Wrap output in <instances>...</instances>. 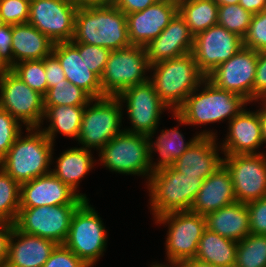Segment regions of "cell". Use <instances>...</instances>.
Returning <instances> with one entry per match:
<instances>
[{"label":"cell","mask_w":266,"mask_h":267,"mask_svg":"<svg viewBox=\"0 0 266 267\" xmlns=\"http://www.w3.org/2000/svg\"><path fill=\"white\" fill-rule=\"evenodd\" d=\"M238 242L207 228L198 243L195 259L214 267H230L236 263Z\"/></svg>","instance_id":"f546056e"},{"label":"cell","mask_w":266,"mask_h":267,"mask_svg":"<svg viewBox=\"0 0 266 267\" xmlns=\"http://www.w3.org/2000/svg\"><path fill=\"white\" fill-rule=\"evenodd\" d=\"M243 46L256 52L266 50V10L253 14Z\"/></svg>","instance_id":"ab89813d"},{"label":"cell","mask_w":266,"mask_h":267,"mask_svg":"<svg viewBox=\"0 0 266 267\" xmlns=\"http://www.w3.org/2000/svg\"><path fill=\"white\" fill-rule=\"evenodd\" d=\"M52 54L60 62L68 82L83 89L93 99L102 97L100 78L90 71L80 57L79 50L70 41L55 43Z\"/></svg>","instance_id":"cb8c5ba5"},{"label":"cell","mask_w":266,"mask_h":267,"mask_svg":"<svg viewBox=\"0 0 266 267\" xmlns=\"http://www.w3.org/2000/svg\"><path fill=\"white\" fill-rule=\"evenodd\" d=\"M44 67L47 79V91L48 88H52L59 83H68L60 62L52 53L44 58Z\"/></svg>","instance_id":"f6af8a7d"},{"label":"cell","mask_w":266,"mask_h":267,"mask_svg":"<svg viewBox=\"0 0 266 267\" xmlns=\"http://www.w3.org/2000/svg\"><path fill=\"white\" fill-rule=\"evenodd\" d=\"M258 52L243 47L229 60L217 66L206 79L215 87L241 95L253 102V85Z\"/></svg>","instance_id":"2e32d148"},{"label":"cell","mask_w":266,"mask_h":267,"mask_svg":"<svg viewBox=\"0 0 266 267\" xmlns=\"http://www.w3.org/2000/svg\"><path fill=\"white\" fill-rule=\"evenodd\" d=\"M80 205L39 206L20 208L14 227L24 233L52 240L57 245L65 242L72 216Z\"/></svg>","instance_id":"7c38bea8"},{"label":"cell","mask_w":266,"mask_h":267,"mask_svg":"<svg viewBox=\"0 0 266 267\" xmlns=\"http://www.w3.org/2000/svg\"><path fill=\"white\" fill-rule=\"evenodd\" d=\"M235 264L239 267H266V235L249 234L239 241Z\"/></svg>","instance_id":"836d02e7"},{"label":"cell","mask_w":266,"mask_h":267,"mask_svg":"<svg viewBox=\"0 0 266 267\" xmlns=\"http://www.w3.org/2000/svg\"><path fill=\"white\" fill-rule=\"evenodd\" d=\"M217 137L200 136L172 166L185 176H199L203 181L222 165Z\"/></svg>","instance_id":"7402d4cb"},{"label":"cell","mask_w":266,"mask_h":267,"mask_svg":"<svg viewBox=\"0 0 266 267\" xmlns=\"http://www.w3.org/2000/svg\"><path fill=\"white\" fill-rule=\"evenodd\" d=\"M20 209V184L0 167V221L14 224Z\"/></svg>","instance_id":"d6a6232c"},{"label":"cell","mask_w":266,"mask_h":267,"mask_svg":"<svg viewBox=\"0 0 266 267\" xmlns=\"http://www.w3.org/2000/svg\"><path fill=\"white\" fill-rule=\"evenodd\" d=\"M89 203L85 200L75 210L63 245L89 267H94L104 255L108 234L99 213Z\"/></svg>","instance_id":"ba28073f"},{"label":"cell","mask_w":266,"mask_h":267,"mask_svg":"<svg viewBox=\"0 0 266 267\" xmlns=\"http://www.w3.org/2000/svg\"><path fill=\"white\" fill-rule=\"evenodd\" d=\"M5 25V23H4V21H3V18L1 17V15H0V27H2V26H4Z\"/></svg>","instance_id":"6f0895ef"},{"label":"cell","mask_w":266,"mask_h":267,"mask_svg":"<svg viewBox=\"0 0 266 267\" xmlns=\"http://www.w3.org/2000/svg\"><path fill=\"white\" fill-rule=\"evenodd\" d=\"M122 105L117 96H104L92 99L85 106L77 138L81 148L100 151L123 131L120 129L124 110Z\"/></svg>","instance_id":"52a82bcc"},{"label":"cell","mask_w":266,"mask_h":267,"mask_svg":"<svg viewBox=\"0 0 266 267\" xmlns=\"http://www.w3.org/2000/svg\"><path fill=\"white\" fill-rule=\"evenodd\" d=\"M53 42L29 23L12 25L13 65L42 60L52 53Z\"/></svg>","instance_id":"4316f807"},{"label":"cell","mask_w":266,"mask_h":267,"mask_svg":"<svg viewBox=\"0 0 266 267\" xmlns=\"http://www.w3.org/2000/svg\"><path fill=\"white\" fill-rule=\"evenodd\" d=\"M22 125L6 110L0 108V161L22 133Z\"/></svg>","instance_id":"f35d334b"},{"label":"cell","mask_w":266,"mask_h":267,"mask_svg":"<svg viewBox=\"0 0 266 267\" xmlns=\"http://www.w3.org/2000/svg\"><path fill=\"white\" fill-rule=\"evenodd\" d=\"M93 98L74 84L59 83L48 88L44 96V107L52 106H86Z\"/></svg>","instance_id":"e575fe53"},{"label":"cell","mask_w":266,"mask_h":267,"mask_svg":"<svg viewBox=\"0 0 266 267\" xmlns=\"http://www.w3.org/2000/svg\"><path fill=\"white\" fill-rule=\"evenodd\" d=\"M151 267H182V266L178 263H169V265L168 263L167 265L156 263V264L151 265Z\"/></svg>","instance_id":"11a10c76"},{"label":"cell","mask_w":266,"mask_h":267,"mask_svg":"<svg viewBox=\"0 0 266 267\" xmlns=\"http://www.w3.org/2000/svg\"><path fill=\"white\" fill-rule=\"evenodd\" d=\"M77 7L66 0H30L28 23L53 44L72 41Z\"/></svg>","instance_id":"9a60e30c"},{"label":"cell","mask_w":266,"mask_h":267,"mask_svg":"<svg viewBox=\"0 0 266 267\" xmlns=\"http://www.w3.org/2000/svg\"><path fill=\"white\" fill-rule=\"evenodd\" d=\"M72 44L79 50L80 57L90 71L101 78L111 50L106 47L85 43Z\"/></svg>","instance_id":"74e56055"},{"label":"cell","mask_w":266,"mask_h":267,"mask_svg":"<svg viewBox=\"0 0 266 267\" xmlns=\"http://www.w3.org/2000/svg\"><path fill=\"white\" fill-rule=\"evenodd\" d=\"M84 201L51 172L20 184V208L81 205Z\"/></svg>","instance_id":"d6986e66"},{"label":"cell","mask_w":266,"mask_h":267,"mask_svg":"<svg viewBox=\"0 0 266 267\" xmlns=\"http://www.w3.org/2000/svg\"><path fill=\"white\" fill-rule=\"evenodd\" d=\"M204 217L208 230L234 241L239 242L251 234L246 203L235 201Z\"/></svg>","instance_id":"484cf974"},{"label":"cell","mask_w":266,"mask_h":267,"mask_svg":"<svg viewBox=\"0 0 266 267\" xmlns=\"http://www.w3.org/2000/svg\"><path fill=\"white\" fill-rule=\"evenodd\" d=\"M10 70L34 91L45 96L47 93V79L42 60H25L13 65Z\"/></svg>","instance_id":"8d00e7d4"},{"label":"cell","mask_w":266,"mask_h":267,"mask_svg":"<svg viewBox=\"0 0 266 267\" xmlns=\"http://www.w3.org/2000/svg\"><path fill=\"white\" fill-rule=\"evenodd\" d=\"M157 224H167L165 243L168 263H180L194 259L198 243L206 229L203 215L192 211H178L154 218Z\"/></svg>","instance_id":"30bf717a"},{"label":"cell","mask_w":266,"mask_h":267,"mask_svg":"<svg viewBox=\"0 0 266 267\" xmlns=\"http://www.w3.org/2000/svg\"><path fill=\"white\" fill-rule=\"evenodd\" d=\"M147 183L150 211L156 218L171 212L189 211L203 180L168 167L152 172Z\"/></svg>","instance_id":"5b68a950"},{"label":"cell","mask_w":266,"mask_h":267,"mask_svg":"<svg viewBox=\"0 0 266 267\" xmlns=\"http://www.w3.org/2000/svg\"><path fill=\"white\" fill-rule=\"evenodd\" d=\"M236 201L230 173L222 164L202 183L190 211L205 216Z\"/></svg>","instance_id":"d4e9b609"},{"label":"cell","mask_w":266,"mask_h":267,"mask_svg":"<svg viewBox=\"0 0 266 267\" xmlns=\"http://www.w3.org/2000/svg\"><path fill=\"white\" fill-rule=\"evenodd\" d=\"M194 35L179 12L161 34L146 46L149 65L192 53Z\"/></svg>","instance_id":"44dd1931"},{"label":"cell","mask_w":266,"mask_h":267,"mask_svg":"<svg viewBox=\"0 0 266 267\" xmlns=\"http://www.w3.org/2000/svg\"><path fill=\"white\" fill-rule=\"evenodd\" d=\"M228 132L221 143L224 155L262 154L257 149L263 145L262 127L258 111L245 108L228 123Z\"/></svg>","instance_id":"ffe728a7"},{"label":"cell","mask_w":266,"mask_h":267,"mask_svg":"<svg viewBox=\"0 0 266 267\" xmlns=\"http://www.w3.org/2000/svg\"><path fill=\"white\" fill-rule=\"evenodd\" d=\"M253 14L240 4L218 6L217 25L244 38L248 32Z\"/></svg>","instance_id":"d590c367"},{"label":"cell","mask_w":266,"mask_h":267,"mask_svg":"<svg viewBox=\"0 0 266 267\" xmlns=\"http://www.w3.org/2000/svg\"><path fill=\"white\" fill-rule=\"evenodd\" d=\"M56 246L52 240L24 233L13 225L5 267H43Z\"/></svg>","instance_id":"603a6c76"},{"label":"cell","mask_w":266,"mask_h":267,"mask_svg":"<svg viewBox=\"0 0 266 267\" xmlns=\"http://www.w3.org/2000/svg\"><path fill=\"white\" fill-rule=\"evenodd\" d=\"M178 13V0H161L144 10L127 14L131 45L146 46L157 38Z\"/></svg>","instance_id":"ac0fdd59"},{"label":"cell","mask_w":266,"mask_h":267,"mask_svg":"<svg viewBox=\"0 0 266 267\" xmlns=\"http://www.w3.org/2000/svg\"><path fill=\"white\" fill-rule=\"evenodd\" d=\"M178 12L194 36L217 25L218 5L213 0H178Z\"/></svg>","instance_id":"1f68e13d"},{"label":"cell","mask_w":266,"mask_h":267,"mask_svg":"<svg viewBox=\"0 0 266 267\" xmlns=\"http://www.w3.org/2000/svg\"><path fill=\"white\" fill-rule=\"evenodd\" d=\"M66 1L76 6L77 8L101 5L112 2V0H66Z\"/></svg>","instance_id":"f907efd6"},{"label":"cell","mask_w":266,"mask_h":267,"mask_svg":"<svg viewBox=\"0 0 266 267\" xmlns=\"http://www.w3.org/2000/svg\"><path fill=\"white\" fill-rule=\"evenodd\" d=\"M239 4L252 14L266 10V0H239Z\"/></svg>","instance_id":"681fc988"},{"label":"cell","mask_w":266,"mask_h":267,"mask_svg":"<svg viewBox=\"0 0 266 267\" xmlns=\"http://www.w3.org/2000/svg\"><path fill=\"white\" fill-rule=\"evenodd\" d=\"M13 224L0 221V267H5L8 258V242Z\"/></svg>","instance_id":"c3c4849f"},{"label":"cell","mask_w":266,"mask_h":267,"mask_svg":"<svg viewBox=\"0 0 266 267\" xmlns=\"http://www.w3.org/2000/svg\"><path fill=\"white\" fill-rule=\"evenodd\" d=\"M44 108L43 121L49 120L50 124L48 127L39 128H42L43 133L53 144L58 133L77 140L85 106L61 105Z\"/></svg>","instance_id":"4dcf8cb0"},{"label":"cell","mask_w":266,"mask_h":267,"mask_svg":"<svg viewBox=\"0 0 266 267\" xmlns=\"http://www.w3.org/2000/svg\"><path fill=\"white\" fill-rule=\"evenodd\" d=\"M43 267H89L64 245H57Z\"/></svg>","instance_id":"b9f144b4"},{"label":"cell","mask_w":266,"mask_h":267,"mask_svg":"<svg viewBox=\"0 0 266 267\" xmlns=\"http://www.w3.org/2000/svg\"><path fill=\"white\" fill-rule=\"evenodd\" d=\"M251 234L266 235V197L246 203Z\"/></svg>","instance_id":"7bdbcfd3"},{"label":"cell","mask_w":266,"mask_h":267,"mask_svg":"<svg viewBox=\"0 0 266 267\" xmlns=\"http://www.w3.org/2000/svg\"><path fill=\"white\" fill-rule=\"evenodd\" d=\"M266 99V50L258 52V62L253 85V101Z\"/></svg>","instance_id":"ee69618b"},{"label":"cell","mask_w":266,"mask_h":267,"mask_svg":"<svg viewBox=\"0 0 266 267\" xmlns=\"http://www.w3.org/2000/svg\"><path fill=\"white\" fill-rule=\"evenodd\" d=\"M98 156L100 163L111 172L143 175L146 183L152 174L148 135L123 130L99 151Z\"/></svg>","instance_id":"8992f818"},{"label":"cell","mask_w":266,"mask_h":267,"mask_svg":"<svg viewBox=\"0 0 266 267\" xmlns=\"http://www.w3.org/2000/svg\"><path fill=\"white\" fill-rule=\"evenodd\" d=\"M0 108L26 128L43 124L44 96L34 91L10 69L0 77Z\"/></svg>","instance_id":"8fae6325"},{"label":"cell","mask_w":266,"mask_h":267,"mask_svg":"<svg viewBox=\"0 0 266 267\" xmlns=\"http://www.w3.org/2000/svg\"><path fill=\"white\" fill-rule=\"evenodd\" d=\"M177 127L170 128L166 130H161L162 132L156 140L150 139V164L152 172L158 171L163 168L172 167L174 161L178 159L200 136H216L217 132H211L210 130H203L199 134L197 133L192 139L188 142H184L183 134L178 131ZM159 153L158 162H154L152 158L153 152Z\"/></svg>","instance_id":"f1b7e54d"},{"label":"cell","mask_w":266,"mask_h":267,"mask_svg":"<svg viewBox=\"0 0 266 267\" xmlns=\"http://www.w3.org/2000/svg\"><path fill=\"white\" fill-rule=\"evenodd\" d=\"M161 0H112V3L126 15L144 10Z\"/></svg>","instance_id":"7dc6e473"},{"label":"cell","mask_w":266,"mask_h":267,"mask_svg":"<svg viewBox=\"0 0 266 267\" xmlns=\"http://www.w3.org/2000/svg\"><path fill=\"white\" fill-rule=\"evenodd\" d=\"M260 103L262 105V108H259V110L257 111H258L259 118L261 121L263 144L264 143L266 144V101L260 100Z\"/></svg>","instance_id":"816d5d0a"},{"label":"cell","mask_w":266,"mask_h":267,"mask_svg":"<svg viewBox=\"0 0 266 267\" xmlns=\"http://www.w3.org/2000/svg\"><path fill=\"white\" fill-rule=\"evenodd\" d=\"M248 103L241 95L219 89L205 79L172 114L180 125L201 126L225 119L229 123Z\"/></svg>","instance_id":"7a4b0ae2"},{"label":"cell","mask_w":266,"mask_h":267,"mask_svg":"<svg viewBox=\"0 0 266 267\" xmlns=\"http://www.w3.org/2000/svg\"><path fill=\"white\" fill-rule=\"evenodd\" d=\"M147 71L150 72V65L144 46L111 50L100 78L102 97L118 96L129 87L147 82Z\"/></svg>","instance_id":"9c48e42d"},{"label":"cell","mask_w":266,"mask_h":267,"mask_svg":"<svg viewBox=\"0 0 266 267\" xmlns=\"http://www.w3.org/2000/svg\"><path fill=\"white\" fill-rule=\"evenodd\" d=\"M26 130L28 134L22 132L0 161V167L19 184L50 173L54 163V144L41 128Z\"/></svg>","instance_id":"3957f363"},{"label":"cell","mask_w":266,"mask_h":267,"mask_svg":"<svg viewBox=\"0 0 266 267\" xmlns=\"http://www.w3.org/2000/svg\"><path fill=\"white\" fill-rule=\"evenodd\" d=\"M71 43H85L119 50L131 46L127 16L112 2L77 8Z\"/></svg>","instance_id":"6da1fadb"},{"label":"cell","mask_w":266,"mask_h":267,"mask_svg":"<svg viewBox=\"0 0 266 267\" xmlns=\"http://www.w3.org/2000/svg\"><path fill=\"white\" fill-rule=\"evenodd\" d=\"M182 267H214L211 264L201 262L199 260L194 259H189L185 260L179 263Z\"/></svg>","instance_id":"f5cc1de1"},{"label":"cell","mask_w":266,"mask_h":267,"mask_svg":"<svg viewBox=\"0 0 266 267\" xmlns=\"http://www.w3.org/2000/svg\"><path fill=\"white\" fill-rule=\"evenodd\" d=\"M30 0H0V15L5 24L28 23Z\"/></svg>","instance_id":"60d3db41"},{"label":"cell","mask_w":266,"mask_h":267,"mask_svg":"<svg viewBox=\"0 0 266 267\" xmlns=\"http://www.w3.org/2000/svg\"><path fill=\"white\" fill-rule=\"evenodd\" d=\"M0 60L8 69L13 66L12 25L0 27Z\"/></svg>","instance_id":"bcb514c9"},{"label":"cell","mask_w":266,"mask_h":267,"mask_svg":"<svg viewBox=\"0 0 266 267\" xmlns=\"http://www.w3.org/2000/svg\"><path fill=\"white\" fill-rule=\"evenodd\" d=\"M243 47V38L215 25L194 36L192 54L199 70L207 76Z\"/></svg>","instance_id":"e0dca14e"},{"label":"cell","mask_w":266,"mask_h":267,"mask_svg":"<svg viewBox=\"0 0 266 267\" xmlns=\"http://www.w3.org/2000/svg\"><path fill=\"white\" fill-rule=\"evenodd\" d=\"M8 70V68L0 60V77Z\"/></svg>","instance_id":"9f6ffc18"},{"label":"cell","mask_w":266,"mask_h":267,"mask_svg":"<svg viewBox=\"0 0 266 267\" xmlns=\"http://www.w3.org/2000/svg\"><path fill=\"white\" fill-rule=\"evenodd\" d=\"M117 97L120 102L126 103L128 118L132 125L131 128L123 130L145 134L152 139L159 127L161 114L168 108L157 95L154 84L148 80L125 89Z\"/></svg>","instance_id":"4fadbf2b"},{"label":"cell","mask_w":266,"mask_h":267,"mask_svg":"<svg viewBox=\"0 0 266 267\" xmlns=\"http://www.w3.org/2000/svg\"><path fill=\"white\" fill-rule=\"evenodd\" d=\"M92 155L90 149L81 147L67 149L55 161L57 163L55 169H51L54 176L68 185L84 200H88L86 194L80 193L77 188L81 179L94 167L96 160L94 161Z\"/></svg>","instance_id":"83f0119b"},{"label":"cell","mask_w":266,"mask_h":267,"mask_svg":"<svg viewBox=\"0 0 266 267\" xmlns=\"http://www.w3.org/2000/svg\"><path fill=\"white\" fill-rule=\"evenodd\" d=\"M236 201L249 203L266 197V154L224 155Z\"/></svg>","instance_id":"5bb4252c"},{"label":"cell","mask_w":266,"mask_h":267,"mask_svg":"<svg viewBox=\"0 0 266 267\" xmlns=\"http://www.w3.org/2000/svg\"><path fill=\"white\" fill-rule=\"evenodd\" d=\"M218 6L239 4V0H213Z\"/></svg>","instance_id":"db71d44e"},{"label":"cell","mask_w":266,"mask_h":267,"mask_svg":"<svg viewBox=\"0 0 266 267\" xmlns=\"http://www.w3.org/2000/svg\"><path fill=\"white\" fill-rule=\"evenodd\" d=\"M150 71L157 95L172 112L206 79L192 53L157 62L150 65Z\"/></svg>","instance_id":"277c9868"}]
</instances>
